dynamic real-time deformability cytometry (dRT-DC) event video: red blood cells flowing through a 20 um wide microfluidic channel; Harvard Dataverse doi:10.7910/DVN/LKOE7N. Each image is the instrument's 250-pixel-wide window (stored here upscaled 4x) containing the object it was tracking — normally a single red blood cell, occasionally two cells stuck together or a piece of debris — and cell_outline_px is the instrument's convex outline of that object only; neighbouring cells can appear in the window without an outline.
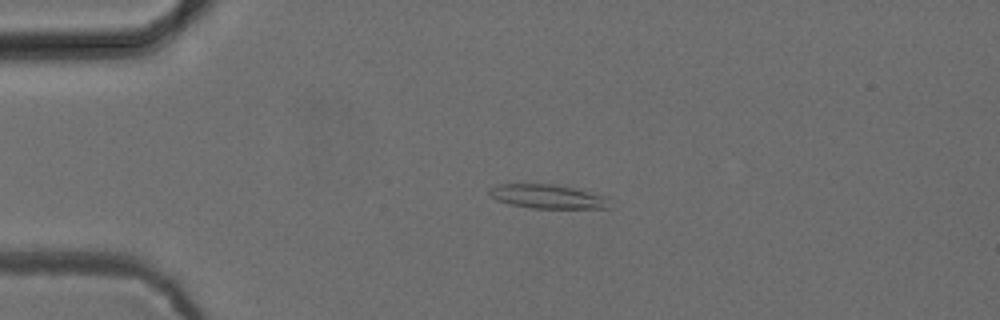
{"species": "common noctule bat (a hibernating species)", "species_latin": "Nyctalus noctula", "temperature_condition": "cold", "stored_images_in_passage": 41, "camera_frame_rate_fps": 3000, "um_per_image_px": 0.085, "animal": {"sex": "female", "body_mass_g": 24.6, "forearm_length_mm": 56.2}, "frame": {"image": 1, "passage_image": 1, "time_ms": 0.0, "image_size_px": [1000, 320], "cell_outline_px": [[608, 208], [532, 208], [508, 204], [496, 200], [488, 192], [488, 188], [500, 184], [552, 184], [572, 188], [604, 196]], "centroid_in_image_um": [46.42, 16.7], "position_along_channel_um": 38.6, "area_um2": 16.42}}
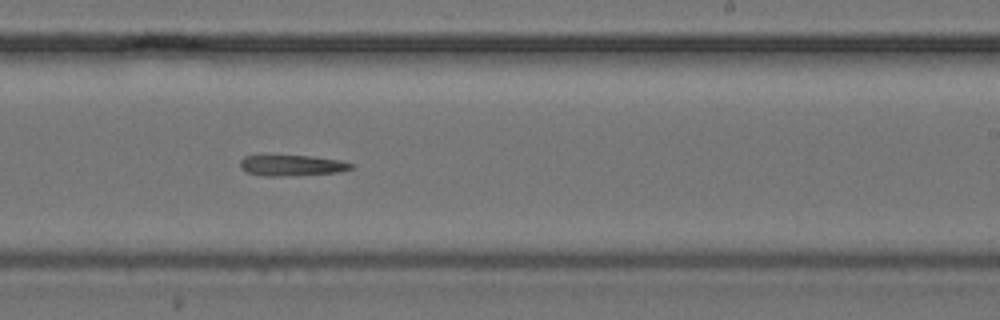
{"frame": {"image": 2, "passage_image": 21, "time_ms": 6.667, "image_size_px": [1000, 320], "cell_outline_px": [[352, 168], [340, 172], [288, 176], [264, 176], [248, 172], [240, 168], [240, 160], [244, 156], [312, 156], [340, 160], [352, 164]], "centroid_in_image_um": [24.81, 14.07], "position_along_channel_um": 264.2, "area_um2": 13.35}}
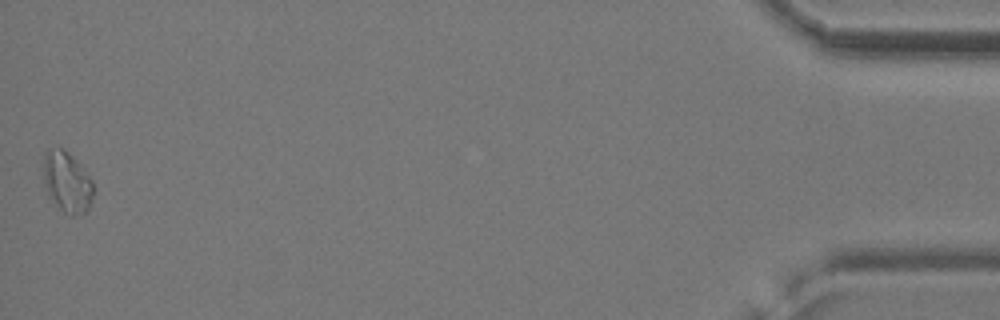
{"frame": {"image": 3, "passage_image": 41, "time_ms": 13.333, "image_size_px": [1000, 320], "cell_outline_px": [[92, 196], [88, 208], [84, 212], [72, 216], [68, 216], [48, 196], [44, 188], [44, 152], [48, 148], [64, 148], [76, 160], [92, 180]], "centroid_in_image_um": [5.66, 15.46], "position_along_channel_um": 429.5, "area_um2": 17.57}, "authors_computed_cell_mechanics": {"area_um2": 14.5078, "velocity_mm_per_s": 3.9064, "shape_relaxation_time_tau1_ms": null, "shape_relaxation_time_tau2_ms": 10.1601, "deformation_change_tau1": null, "deformation_change_tau2": 0.3931}}